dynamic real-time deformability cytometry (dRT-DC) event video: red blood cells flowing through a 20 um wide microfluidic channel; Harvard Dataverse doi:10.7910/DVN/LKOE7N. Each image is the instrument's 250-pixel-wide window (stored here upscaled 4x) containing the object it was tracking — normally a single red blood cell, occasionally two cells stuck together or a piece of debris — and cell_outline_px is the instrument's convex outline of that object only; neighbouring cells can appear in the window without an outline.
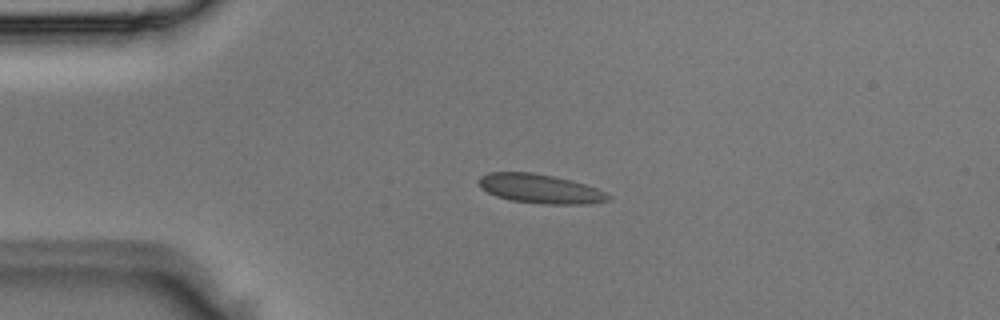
{"species": "Egyptian fruit bat (a non-hibernating species)", "species_latin": "Rousettus aegyptiacus", "temperature_condition": "room temperature", "stored_images_in_passage": 1, "camera_frame_rate_fps": 3000, "um_per_image_px": 0.085, "animal": {"sex": "male"}, "frame": {"image": 1, "passage_image": 1, "time_ms": 0.0, "image_size_px": [1000, 320], "cell_outline_px": [[612, 200], [588, 204], [544, 204], [512, 200], [496, 196], [480, 188], [480, 176], [488, 172], [532, 172], [572, 180], [596, 188], [612, 196]], "centroid_in_image_um": [45.94, 16.04], "position_along_channel_um": 39.1, "area_um2": 21.96}}